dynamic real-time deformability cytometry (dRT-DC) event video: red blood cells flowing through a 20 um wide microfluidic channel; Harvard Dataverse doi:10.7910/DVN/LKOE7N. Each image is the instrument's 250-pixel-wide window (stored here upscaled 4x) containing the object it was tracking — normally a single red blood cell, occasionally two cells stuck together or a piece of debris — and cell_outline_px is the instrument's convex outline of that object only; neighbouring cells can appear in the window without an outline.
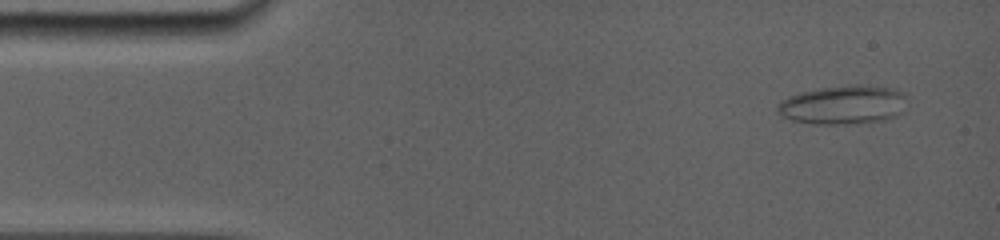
{"species": "common noctule bat (a hibernating species)", "species_latin": "Nyctalus noctula", "temperature_condition": "room temperature", "stored_images_in_passage": 46, "camera_frame_rate_fps": 5000, "um_per_image_px": 0.085, "animal": {"sex": "female", "body_mass_g": 19.0, "forearm_length_mm": 56.7}, "frame": {"image": 1, "passage_image": 3, "time_ms": 0.8, "image_size_px": [1000, 240], "cell_outline_px": [[904, 112], [896, 116], [884, 120], [844, 124], [816, 124], [792, 120], [780, 116], [776, 108], [776, 104], [780, 100], [788, 96], [800, 92], [824, 88], [852, 84], [860, 84], [892, 88], [904, 92]], "centroid_in_image_um": [71.65, 8.91], "position_along_channel_um": 13.4, "area_um2": 29.48}}
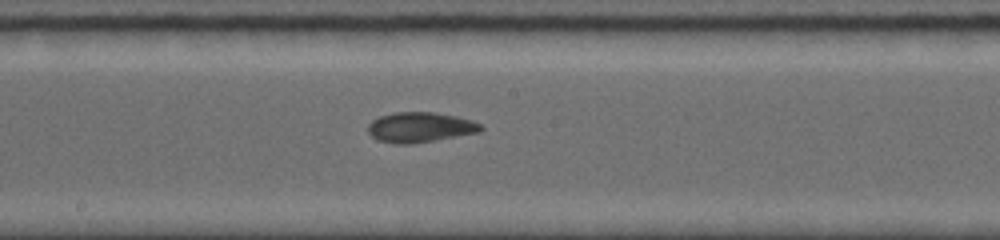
{"frame": {"image": 2, "passage_image": 25, "time_ms": 8.4, "image_size_px": [1000, 240], "cell_outline_px": [[484, 128], [480, 132], [412, 144], [396, 144], [376, 140], [368, 132], [368, 124], [372, 120], [380, 116], [392, 112], [436, 112], [456, 116], [472, 120], [480, 124]], "centroid_in_image_um": [35.69, 10.81], "position_along_channel_um": 212.5, "area_um2": 19.94}}
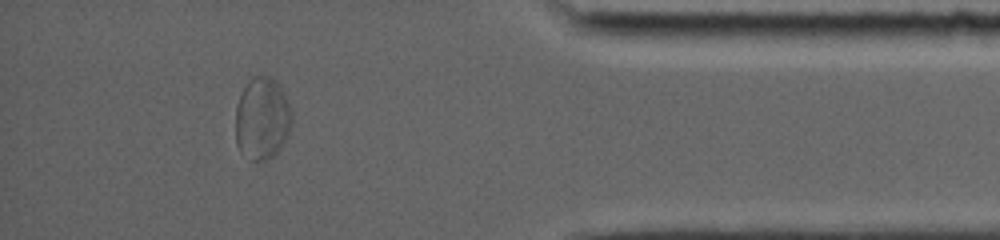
{"frame": {"image": 3, "passage_image": 41, "time_ms": 14.2, "image_size_px": [1000, 240], "cell_outline_px": [[292, 124], [280, 148], [268, 160], [252, 160], [240, 152], [236, 144], [236, 108], [240, 96], [248, 80], [256, 76], [272, 76], [276, 80], [284, 92], [292, 112]], "centroid_in_image_um": [22.28, 10.06], "position_along_channel_um": 412.9, "area_um2": 26.99}, "authors_computed_cell_mechanics": {"area_um2": 20.9814, "velocity_mm_per_s": 3.8544, "shape_relaxation_time_tau1_ms": 7.2558, "shape_relaxation_time_tau2_ms": 2.0236, "deformation_change_tau1": 0.1807, "deformation_change_tau2": 0.0709}}